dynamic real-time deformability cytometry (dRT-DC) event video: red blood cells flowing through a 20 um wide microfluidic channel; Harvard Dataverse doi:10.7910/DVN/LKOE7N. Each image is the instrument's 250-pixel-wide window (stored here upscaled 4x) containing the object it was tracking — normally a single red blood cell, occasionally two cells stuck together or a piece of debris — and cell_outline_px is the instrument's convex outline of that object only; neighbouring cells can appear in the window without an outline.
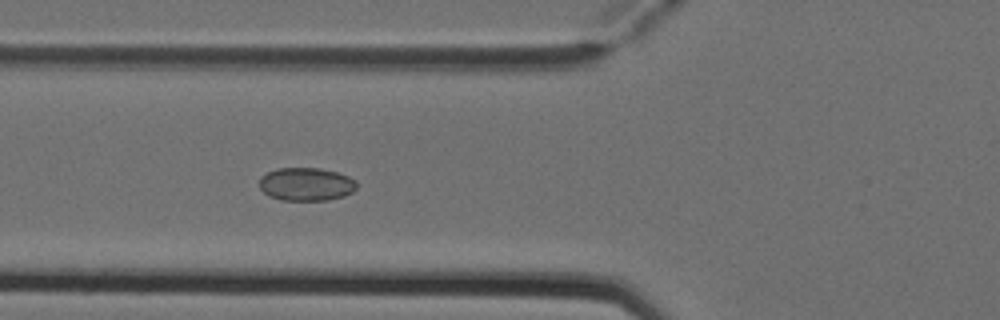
{"species": "Egyptian fruit bat (a non-hibernating species)", "species_latin": "Rousettus aegyptiacus", "temperature_condition": "cold", "stored_images_in_passage": 4, "camera_frame_rate_fps": 3000, "um_per_image_px": 0.085, "animal": {"sex": "female"}, "frame": {"image": 1, "passage_image": 4, "time_ms": 1.0, "image_size_px": [1000, 320], "cell_outline_px": [[356, 188], [352, 192], [344, 196], [328, 200], [280, 200], [268, 196], [260, 188], [260, 176], [276, 168], [320, 168], [336, 172], [348, 176], [356, 180]], "centroid_in_image_um": [26.02, 15.66], "position_along_channel_um": 99.8, "area_um2": 18.9}}